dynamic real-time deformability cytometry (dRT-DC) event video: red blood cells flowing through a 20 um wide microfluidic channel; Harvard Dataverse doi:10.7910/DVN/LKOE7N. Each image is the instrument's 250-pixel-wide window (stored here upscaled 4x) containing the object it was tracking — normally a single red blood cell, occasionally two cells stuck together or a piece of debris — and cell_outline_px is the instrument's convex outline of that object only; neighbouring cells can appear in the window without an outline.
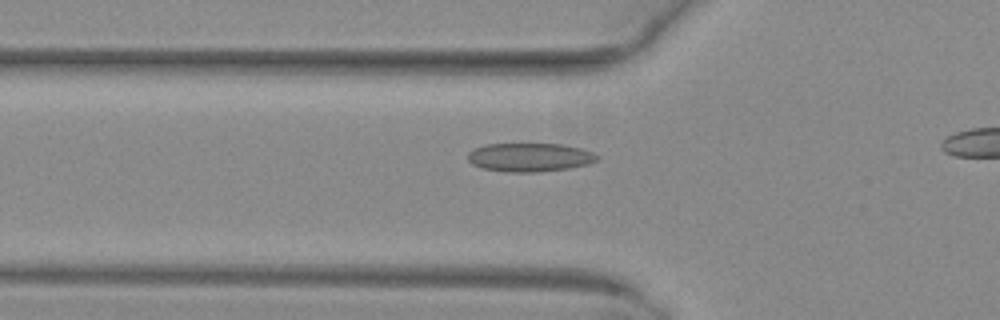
{"species": "common noctule bat (a hibernating species)", "species_latin": "Nyctalus noctula", "temperature_condition": "warm", "stored_images_in_passage": 37, "camera_frame_rate_fps": 3000, "um_per_image_px": 0.085, "animal": {"sex": "female", "body_mass_g": 29.2, "forearm_length_mm": 56.3}, "frame": {"image": 1, "passage_image": 10, "time_ms": 3.0, "image_size_px": [1000, 320], "cell_outline_px": [[600, 156], [596, 160], [588, 164], [568, 168], [536, 172], [504, 172], [480, 168], [472, 164], [468, 160], [468, 152], [484, 144], [560, 144], [580, 148], [592, 152]], "centroid_in_image_um": [44.99, 13.37], "position_along_channel_um": 80.8, "area_um2": 21.56}}
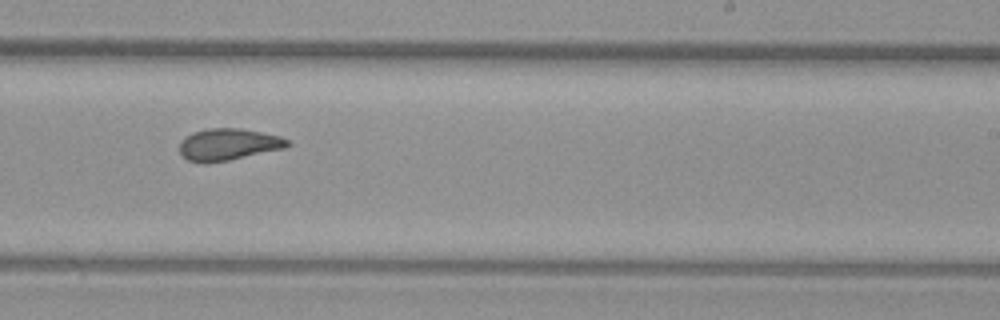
{"frame": {"image": 2, "passage_image": 24, "time_ms": 7.667, "image_size_px": [1000, 320], "cell_outline_px": [[292, 144], [284, 148], [228, 160], [204, 164], [188, 160], [180, 152], [180, 144], [184, 136], [192, 132], [208, 128], [240, 128], [280, 136], [288, 140]], "centroid_in_image_um": [19.38, 12.27], "position_along_channel_um": 269.6, "area_um2": 19.94}}
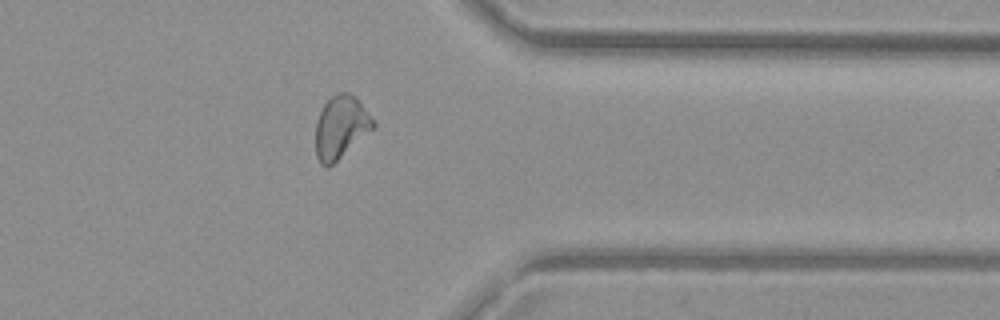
{"frame": {"image": 3, "passage_image": 33, "time_ms": 10.667, "image_size_px": [1000, 320], "cell_outline_px": [[376, 124], [372, 128], [328, 168], [320, 164], [316, 156], [316, 124], [320, 112], [324, 104], [336, 92], [348, 92], [356, 96]], "centroid_in_image_um": [28.94, 10.78], "position_along_channel_um": 382.5, "area_um2": 20.58}, "authors_computed_cell_mechanics": {"area_um2": 20.1144, "velocity_mm_per_s": 4.0382, "shape_relaxation_time_tau1_ms": null, "shape_relaxation_time_tau2_ms": 1.6816, "deformation_change_tau1": null, "deformation_change_tau2": 0.0699}}